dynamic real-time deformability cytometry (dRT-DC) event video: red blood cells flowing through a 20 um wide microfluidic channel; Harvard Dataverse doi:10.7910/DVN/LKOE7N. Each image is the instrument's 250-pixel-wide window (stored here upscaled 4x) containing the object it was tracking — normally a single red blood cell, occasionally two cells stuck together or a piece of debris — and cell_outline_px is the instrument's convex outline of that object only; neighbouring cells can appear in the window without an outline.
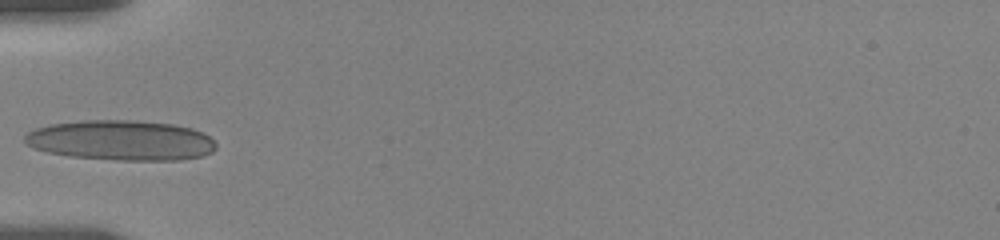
{"species": "human", "species_latin": "Homo sapiens", "temperature_condition": "room temperature", "stored_images_in_passage": 27, "camera_frame_rate_fps": 3000, "um_per_image_px": 0.085, "donor": {"sex": "female"}, "frame": {"image": 1, "passage_image": 1, "time_ms": 0.0, "image_size_px": [1000, 240], "cell_outline_px": [[216, 148], [212, 152], [204, 156], [180, 160], [116, 160], [72, 156], [48, 152], [36, 148], [28, 144], [24, 140], [24, 136], [28, 132], [36, 128], [52, 124], [84, 120], [136, 120], [172, 124], [192, 128], [204, 132], [216, 144]], "centroid_in_image_um": [10.34, 11.92], "position_along_channel_um": 74.7, "area_um2": 44.68}}
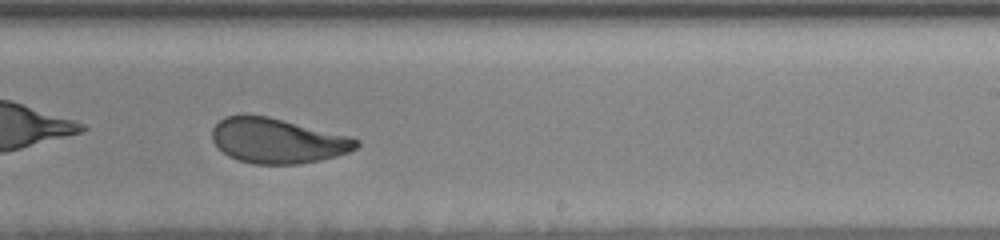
{"frame": {"image": 2, "passage_image": 12, "time_ms": 5.333, "image_size_px": [1000, 240], "cell_outline_px": [[360, 144], [356, 148], [348, 152], [336, 156], [320, 160], [300, 164], [252, 164], [236, 160], [228, 156], [212, 140], [212, 128], [224, 116], [268, 116], [348, 136], [360, 140]], "centroid_in_image_um": [23.58, 11.98], "position_along_channel_um": 265.4, "area_um2": 37.51}}
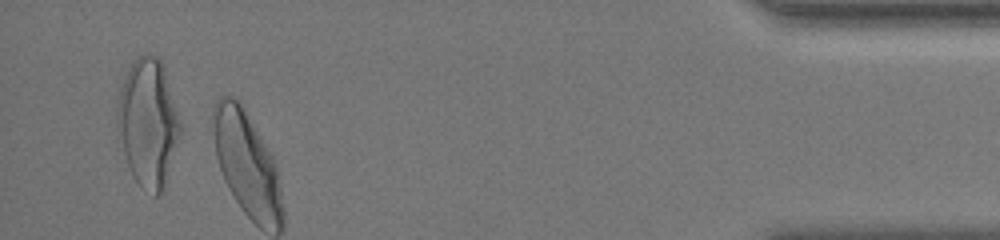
{"frame": {"image": 3, "passage_image": 24, "time_ms": 11.0, "image_size_px": [1000, 240], "cell_outline_px": [[180, 136], [160, 192], [156, 196], [140, 184], [132, 176], [116, 128], [116, 116], [120, 88], [128, 68], [132, 60], [136, 56], [144, 52], [152, 52], [164, 64], [180, 120]], "centroid_in_image_um": [12.56, 10.29], "position_along_channel_um": 422.6, "area_um2": 46.47}, "authors_computed_cell_mechanics": {"area_um2": 39.1306, "velocity_mm_per_s": 3.5738, "shape_relaxation_time_tau1_ms": 3.8947, "shape_relaxation_time_tau2_ms": 1.1606, "deformation_change_tau1": 0.1596, "deformation_change_tau2": 0.0763}}